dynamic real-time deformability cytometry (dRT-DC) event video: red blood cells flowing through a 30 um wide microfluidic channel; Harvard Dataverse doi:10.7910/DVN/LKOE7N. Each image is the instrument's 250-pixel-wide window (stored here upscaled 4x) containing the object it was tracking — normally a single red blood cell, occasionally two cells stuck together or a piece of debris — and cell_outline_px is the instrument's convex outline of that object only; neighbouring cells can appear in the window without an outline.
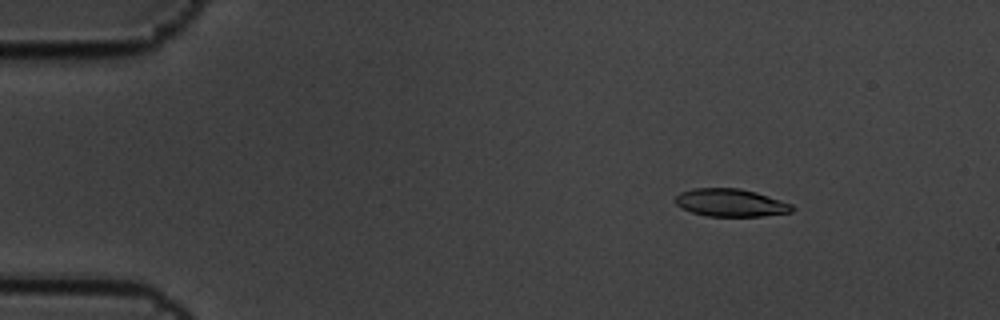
{"species": "common noctule bat (a hibernating species)", "species_latin": "Nyctalus noctula", "temperature_condition": "cold", "stored_images_in_passage": 6, "camera_frame_rate_fps": 3000, "um_per_image_px": 0.085, "animal": {"sex": "male", "body_mass_g": 19.5, "forearm_length_mm": 54.6}, "frame": {"image": 1, "passage_image": 1, "time_ms": 0.0, "image_size_px": [1000, 320], "cell_outline_px": [[796, 208], [792, 212], [760, 216], [708, 216], [692, 212], [676, 204], [676, 196], [680, 192], [692, 188], [740, 188], [756, 192], [792, 204]], "centroid_in_image_um": [62.13, 17.22], "position_along_channel_um": 22.9, "area_um2": 18.79}}
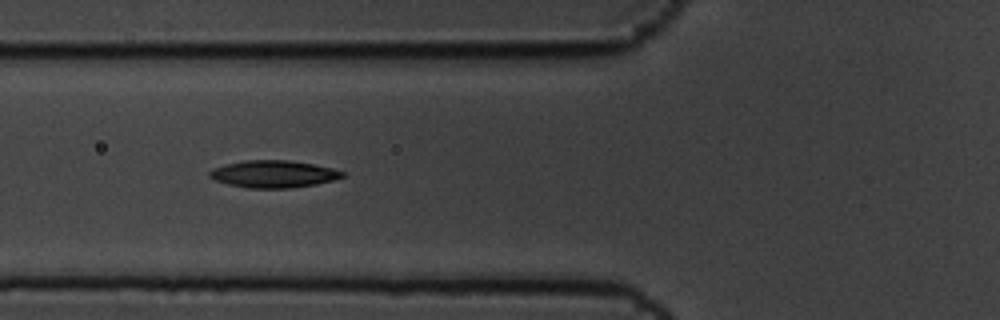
{"frame": {"image": 2, "passage_image": 5, "time_ms": 1.333, "image_size_px": [1000, 320], "cell_outline_px": [[344, 176], [332, 180], [316, 184], [288, 188], [248, 188], [228, 184], [216, 180], [208, 176], [208, 172], [212, 168], [228, 164], [248, 160], [288, 160], [312, 164], [332, 168], [344, 172]], "centroid_in_image_um": [23.23, 14.79], "position_along_channel_um": 102.6, "area_um2": 20.81}}
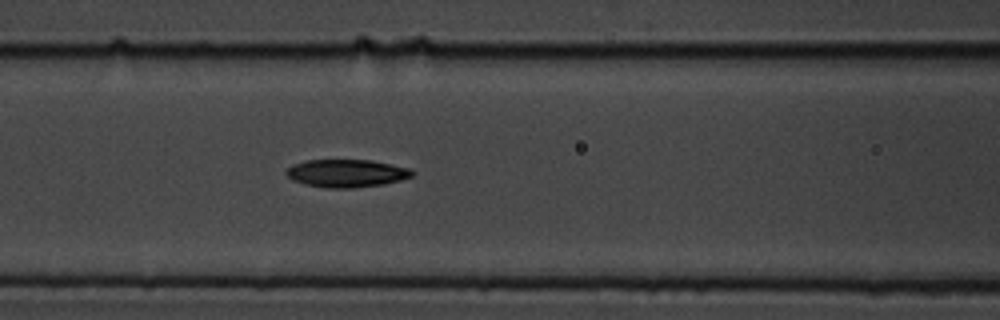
{"frame": {"image": 3, "passage_image": 6, "time_ms": 1.667, "image_size_px": [1000, 320], "cell_outline_px": [[416, 172], [412, 176], [400, 180], [384, 184], [352, 188], [328, 188], [304, 184], [292, 180], [284, 172], [292, 164], [308, 160], [372, 160], [408, 168]], "centroid_in_image_um": [29.44, 14.73], "position_along_channel_um": 137.2, "area_um2": 20.4}}